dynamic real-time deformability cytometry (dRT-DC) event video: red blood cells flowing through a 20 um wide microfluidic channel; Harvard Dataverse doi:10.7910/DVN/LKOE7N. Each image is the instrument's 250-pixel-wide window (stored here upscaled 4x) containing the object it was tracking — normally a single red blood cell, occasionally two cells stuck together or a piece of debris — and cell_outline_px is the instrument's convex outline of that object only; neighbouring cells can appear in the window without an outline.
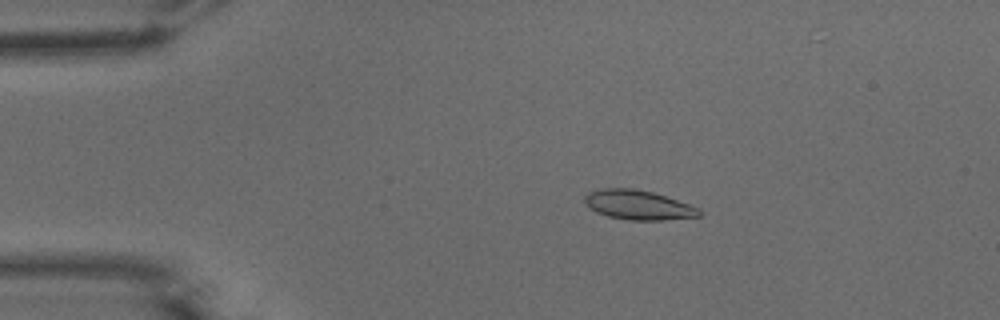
{"species": "common noctule bat (a hibernating species)", "species_latin": "Nyctalus noctula", "temperature_condition": "warm", "stored_images_in_passage": 52, "camera_frame_rate_fps": 3000, "um_per_image_px": 0.085, "animal": {"sex": "male", "body_mass_g": 15.6}, "frame": {"image": 1, "passage_image": 9, "time_ms": 2.667, "image_size_px": [1000, 320], "cell_outline_px": [[700, 216], [664, 220], [628, 220], [608, 216], [596, 212], [584, 204], [584, 196], [588, 192], [604, 188], [632, 188], [652, 192], [700, 208]], "centroid_in_image_um": [54.21, 17.42], "position_along_channel_um": 30.8, "area_um2": 19.59}}
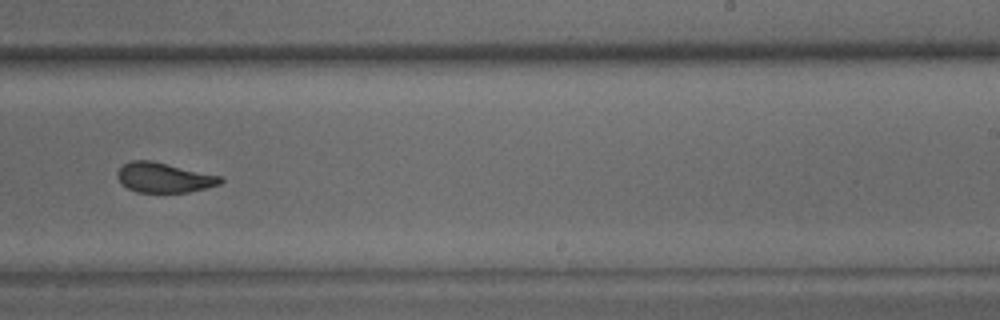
{"frame": {"image": 2, "passage_image": 32, "time_ms": 10.333, "image_size_px": [1000, 320], "cell_outline_px": [[224, 180], [220, 184], [188, 192], [136, 192], [128, 188], [116, 176], [116, 172], [124, 164], [132, 160], [152, 160], [220, 176]], "centroid_in_image_um": [13.92, 15.09], "position_along_channel_um": 275.1, "area_um2": 17.74}}
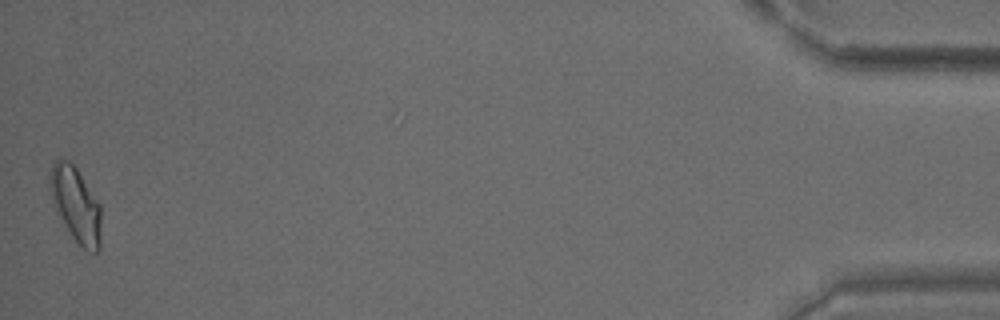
{"frame": {"image": 3, "passage_image": 51, "time_ms": 16.667, "image_size_px": [1000, 320], "cell_outline_px": [[100, 248], [96, 252], [92, 252], [84, 248], [72, 236], [56, 212], [52, 204], [48, 176], [52, 164], [56, 160], [68, 160], [76, 168], [100, 204]], "centroid_in_image_um": [6.41, 17.37], "position_along_channel_um": 428.8, "area_um2": 22.14}, "authors_computed_cell_mechanics": {"area_um2": 19.1607, "velocity_mm_per_s": 3.8641, "shape_relaxation_time_tau1_ms": 6.7612, "shape_relaxation_time_tau2_ms": 1.2194, "deformation_change_tau1": 0.2035, "deformation_change_tau2": 0.0817}}